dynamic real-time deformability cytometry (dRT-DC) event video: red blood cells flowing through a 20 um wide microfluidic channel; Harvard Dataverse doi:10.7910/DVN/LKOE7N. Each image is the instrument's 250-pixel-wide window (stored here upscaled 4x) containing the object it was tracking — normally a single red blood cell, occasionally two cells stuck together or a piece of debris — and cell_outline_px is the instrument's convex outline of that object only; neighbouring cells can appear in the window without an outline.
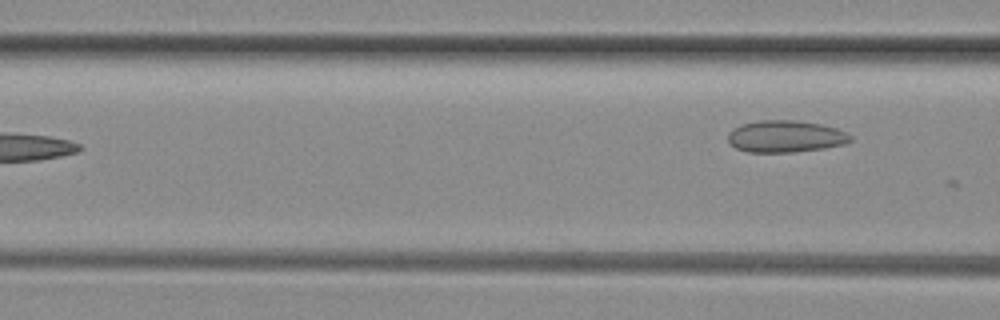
{"species": "common noctule bat (a hibernating species)", "species_latin": "Nyctalus noctula", "temperature_condition": "room temperature", "stored_images_in_passage": 3, "camera_frame_rate_fps": 3000, "um_per_image_px": 0.085, "animal": {"sex": "female", "body_mass_g": 29.2, "forearm_length_mm": 56.3}, "frame": {"image": 1, "passage_image": 3, "time_ms": 0.667, "image_size_px": [1000, 320], "cell_outline_px": [[852, 140], [844, 144], [824, 148], [792, 152], [748, 152], [736, 148], [728, 140], [728, 132], [732, 128], [740, 124], [760, 120], [796, 120], [820, 124], [836, 128], [852, 136]], "centroid_in_image_um": [66.74, 11.59], "position_along_channel_um": 99.9, "area_um2": 22.77}}